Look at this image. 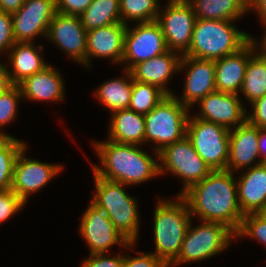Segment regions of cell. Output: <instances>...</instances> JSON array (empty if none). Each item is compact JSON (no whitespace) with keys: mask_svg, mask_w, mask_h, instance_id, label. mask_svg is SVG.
<instances>
[{"mask_svg":"<svg viewBox=\"0 0 266 267\" xmlns=\"http://www.w3.org/2000/svg\"><path fill=\"white\" fill-rule=\"evenodd\" d=\"M94 149L101 166L92 165L93 172L105 180L126 186L139 185L159 174V161L139 148V145L112 140L95 141Z\"/></svg>","mask_w":266,"mask_h":267,"instance_id":"cell-2","label":"cell"},{"mask_svg":"<svg viewBox=\"0 0 266 267\" xmlns=\"http://www.w3.org/2000/svg\"><path fill=\"white\" fill-rule=\"evenodd\" d=\"M22 98L19 85H12L0 93V129L11 123L17 115L18 102ZM0 137H10L9 133L0 131Z\"/></svg>","mask_w":266,"mask_h":267,"instance_id":"cell-33","label":"cell"},{"mask_svg":"<svg viewBox=\"0 0 266 267\" xmlns=\"http://www.w3.org/2000/svg\"><path fill=\"white\" fill-rule=\"evenodd\" d=\"M200 222L202 224L197 227H192V222H190L180 253L169 267L206 260L221 253L229 247L230 241L236 238L235 232L223 223Z\"/></svg>","mask_w":266,"mask_h":267,"instance_id":"cell-7","label":"cell"},{"mask_svg":"<svg viewBox=\"0 0 266 267\" xmlns=\"http://www.w3.org/2000/svg\"><path fill=\"white\" fill-rule=\"evenodd\" d=\"M89 255L90 258L84 260L81 267H123L124 256L121 254L111 257L106 253Z\"/></svg>","mask_w":266,"mask_h":267,"instance_id":"cell-38","label":"cell"},{"mask_svg":"<svg viewBox=\"0 0 266 267\" xmlns=\"http://www.w3.org/2000/svg\"><path fill=\"white\" fill-rule=\"evenodd\" d=\"M232 20L196 19L189 49L182 56L217 60L236 53L251 39Z\"/></svg>","mask_w":266,"mask_h":267,"instance_id":"cell-3","label":"cell"},{"mask_svg":"<svg viewBox=\"0 0 266 267\" xmlns=\"http://www.w3.org/2000/svg\"><path fill=\"white\" fill-rule=\"evenodd\" d=\"M126 76L107 81L95 90L98 100L112 112L128 109L131 100L133 77L131 71L124 70Z\"/></svg>","mask_w":266,"mask_h":267,"instance_id":"cell-27","label":"cell"},{"mask_svg":"<svg viewBox=\"0 0 266 267\" xmlns=\"http://www.w3.org/2000/svg\"><path fill=\"white\" fill-rule=\"evenodd\" d=\"M136 257H128L124 255L123 267H169L162 259L155 254L144 252H136Z\"/></svg>","mask_w":266,"mask_h":267,"instance_id":"cell-37","label":"cell"},{"mask_svg":"<svg viewBox=\"0 0 266 267\" xmlns=\"http://www.w3.org/2000/svg\"><path fill=\"white\" fill-rule=\"evenodd\" d=\"M25 206V203L12 191H0V224L10 219Z\"/></svg>","mask_w":266,"mask_h":267,"instance_id":"cell-35","label":"cell"},{"mask_svg":"<svg viewBox=\"0 0 266 267\" xmlns=\"http://www.w3.org/2000/svg\"><path fill=\"white\" fill-rule=\"evenodd\" d=\"M24 1L25 0H0V11L12 14L23 6Z\"/></svg>","mask_w":266,"mask_h":267,"instance_id":"cell-42","label":"cell"},{"mask_svg":"<svg viewBox=\"0 0 266 267\" xmlns=\"http://www.w3.org/2000/svg\"><path fill=\"white\" fill-rule=\"evenodd\" d=\"M236 238L248 236L266 245V214L249 213L242 218L239 230L235 233Z\"/></svg>","mask_w":266,"mask_h":267,"instance_id":"cell-34","label":"cell"},{"mask_svg":"<svg viewBox=\"0 0 266 267\" xmlns=\"http://www.w3.org/2000/svg\"><path fill=\"white\" fill-rule=\"evenodd\" d=\"M185 67L188 70L186 71L182 99L175 94L173 95L189 109L207 94L216 91L215 60L182 56L179 71L186 69Z\"/></svg>","mask_w":266,"mask_h":267,"instance_id":"cell-16","label":"cell"},{"mask_svg":"<svg viewBox=\"0 0 266 267\" xmlns=\"http://www.w3.org/2000/svg\"><path fill=\"white\" fill-rule=\"evenodd\" d=\"M25 152L26 146L16 158L11 189L26 204L28 197L55 178L63 166L28 159Z\"/></svg>","mask_w":266,"mask_h":267,"instance_id":"cell-14","label":"cell"},{"mask_svg":"<svg viewBox=\"0 0 266 267\" xmlns=\"http://www.w3.org/2000/svg\"><path fill=\"white\" fill-rule=\"evenodd\" d=\"M168 50L160 25L156 22L127 25L125 33L124 56L122 63H128L124 70H131L140 62L151 59ZM125 61V62H124Z\"/></svg>","mask_w":266,"mask_h":267,"instance_id":"cell-11","label":"cell"},{"mask_svg":"<svg viewBox=\"0 0 266 267\" xmlns=\"http://www.w3.org/2000/svg\"><path fill=\"white\" fill-rule=\"evenodd\" d=\"M250 105L252 111L246 115V120L259 128H266V94Z\"/></svg>","mask_w":266,"mask_h":267,"instance_id":"cell-40","label":"cell"},{"mask_svg":"<svg viewBox=\"0 0 266 267\" xmlns=\"http://www.w3.org/2000/svg\"><path fill=\"white\" fill-rule=\"evenodd\" d=\"M79 230L86 240L90 254L107 253L115 244L129 249H132L131 246L135 244L122 236L106 213L93 203H90L84 212Z\"/></svg>","mask_w":266,"mask_h":267,"instance_id":"cell-12","label":"cell"},{"mask_svg":"<svg viewBox=\"0 0 266 267\" xmlns=\"http://www.w3.org/2000/svg\"><path fill=\"white\" fill-rule=\"evenodd\" d=\"M46 38L57 44L75 62L86 67L87 31L80 16L57 12L49 24Z\"/></svg>","mask_w":266,"mask_h":267,"instance_id":"cell-15","label":"cell"},{"mask_svg":"<svg viewBox=\"0 0 266 267\" xmlns=\"http://www.w3.org/2000/svg\"><path fill=\"white\" fill-rule=\"evenodd\" d=\"M56 13V0H25L23 6L12 13L15 42H33L38 35L46 39Z\"/></svg>","mask_w":266,"mask_h":267,"instance_id":"cell-13","label":"cell"},{"mask_svg":"<svg viewBox=\"0 0 266 267\" xmlns=\"http://www.w3.org/2000/svg\"><path fill=\"white\" fill-rule=\"evenodd\" d=\"M119 4L121 22L125 25H128L129 20L137 23L156 21L162 9L158 0H120Z\"/></svg>","mask_w":266,"mask_h":267,"instance_id":"cell-31","label":"cell"},{"mask_svg":"<svg viewBox=\"0 0 266 267\" xmlns=\"http://www.w3.org/2000/svg\"><path fill=\"white\" fill-rule=\"evenodd\" d=\"M186 108L174 95H167L145 117V143L154 142L156 158L167 145L183 139L189 118Z\"/></svg>","mask_w":266,"mask_h":267,"instance_id":"cell-6","label":"cell"},{"mask_svg":"<svg viewBox=\"0 0 266 267\" xmlns=\"http://www.w3.org/2000/svg\"><path fill=\"white\" fill-rule=\"evenodd\" d=\"M92 0H56L57 12L65 15L80 16Z\"/></svg>","mask_w":266,"mask_h":267,"instance_id":"cell-39","label":"cell"},{"mask_svg":"<svg viewBox=\"0 0 266 267\" xmlns=\"http://www.w3.org/2000/svg\"><path fill=\"white\" fill-rule=\"evenodd\" d=\"M158 159L160 175L171 172L183 180V189L178 195H182L192 185L202 181L213 171L197 154L187 136L167 145L159 152Z\"/></svg>","mask_w":266,"mask_h":267,"instance_id":"cell-8","label":"cell"},{"mask_svg":"<svg viewBox=\"0 0 266 267\" xmlns=\"http://www.w3.org/2000/svg\"><path fill=\"white\" fill-rule=\"evenodd\" d=\"M166 4L163 10H159L156 22L161 27L168 50L183 55L191 44L197 18L187 0L168 1Z\"/></svg>","mask_w":266,"mask_h":267,"instance_id":"cell-10","label":"cell"},{"mask_svg":"<svg viewBox=\"0 0 266 267\" xmlns=\"http://www.w3.org/2000/svg\"><path fill=\"white\" fill-rule=\"evenodd\" d=\"M240 210L245 214L266 211V164L251 166L236 179Z\"/></svg>","mask_w":266,"mask_h":267,"instance_id":"cell-22","label":"cell"},{"mask_svg":"<svg viewBox=\"0 0 266 267\" xmlns=\"http://www.w3.org/2000/svg\"><path fill=\"white\" fill-rule=\"evenodd\" d=\"M260 43H259V45H258V43H256V46L260 47L261 54L266 58V42H260Z\"/></svg>","mask_w":266,"mask_h":267,"instance_id":"cell-45","label":"cell"},{"mask_svg":"<svg viewBox=\"0 0 266 267\" xmlns=\"http://www.w3.org/2000/svg\"><path fill=\"white\" fill-rule=\"evenodd\" d=\"M93 175L96 188L91 203L106 213L122 236L130 243H136L140 215L135 197L125 192V184L105 180L94 172Z\"/></svg>","mask_w":266,"mask_h":267,"instance_id":"cell-5","label":"cell"},{"mask_svg":"<svg viewBox=\"0 0 266 267\" xmlns=\"http://www.w3.org/2000/svg\"><path fill=\"white\" fill-rule=\"evenodd\" d=\"M177 200L159 199L154 210L155 254L168 266L180 253L182 242L190 224L191 214L186 200L178 195Z\"/></svg>","mask_w":266,"mask_h":267,"instance_id":"cell-4","label":"cell"},{"mask_svg":"<svg viewBox=\"0 0 266 267\" xmlns=\"http://www.w3.org/2000/svg\"><path fill=\"white\" fill-rule=\"evenodd\" d=\"M12 27V14L0 11V54L5 50L9 52L15 44Z\"/></svg>","mask_w":266,"mask_h":267,"instance_id":"cell-36","label":"cell"},{"mask_svg":"<svg viewBox=\"0 0 266 267\" xmlns=\"http://www.w3.org/2000/svg\"><path fill=\"white\" fill-rule=\"evenodd\" d=\"M108 139L117 143L145 145V117L129 109L111 113Z\"/></svg>","mask_w":266,"mask_h":267,"instance_id":"cell-25","label":"cell"},{"mask_svg":"<svg viewBox=\"0 0 266 267\" xmlns=\"http://www.w3.org/2000/svg\"><path fill=\"white\" fill-rule=\"evenodd\" d=\"M166 96L167 94L155 85L133 80L128 109L146 115Z\"/></svg>","mask_w":266,"mask_h":267,"instance_id":"cell-32","label":"cell"},{"mask_svg":"<svg viewBox=\"0 0 266 267\" xmlns=\"http://www.w3.org/2000/svg\"><path fill=\"white\" fill-rule=\"evenodd\" d=\"M263 26H265V27H266V22H265V23H263ZM265 29H266V28H265ZM264 33H265V35H263V36H264V38H262L261 42H266V31H265Z\"/></svg>","mask_w":266,"mask_h":267,"instance_id":"cell-46","label":"cell"},{"mask_svg":"<svg viewBox=\"0 0 266 267\" xmlns=\"http://www.w3.org/2000/svg\"><path fill=\"white\" fill-rule=\"evenodd\" d=\"M256 42L252 37L236 53L215 60L216 91L239 95L250 56L258 49Z\"/></svg>","mask_w":266,"mask_h":267,"instance_id":"cell-18","label":"cell"},{"mask_svg":"<svg viewBox=\"0 0 266 267\" xmlns=\"http://www.w3.org/2000/svg\"><path fill=\"white\" fill-rule=\"evenodd\" d=\"M259 127L247 120L229 131V160L226 170L233 172L259 165L258 149ZM259 156V157H258ZM257 161L254 162V161Z\"/></svg>","mask_w":266,"mask_h":267,"instance_id":"cell-19","label":"cell"},{"mask_svg":"<svg viewBox=\"0 0 266 267\" xmlns=\"http://www.w3.org/2000/svg\"><path fill=\"white\" fill-rule=\"evenodd\" d=\"M27 146L13 137H0V191L11 189L16 158Z\"/></svg>","mask_w":266,"mask_h":267,"instance_id":"cell-30","label":"cell"},{"mask_svg":"<svg viewBox=\"0 0 266 267\" xmlns=\"http://www.w3.org/2000/svg\"><path fill=\"white\" fill-rule=\"evenodd\" d=\"M257 51L250 56L240 91L249 103L266 94V58L259 51V47Z\"/></svg>","mask_w":266,"mask_h":267,"instance_id":"cell-28","label":"cell"},{"mask_svg":"<svg viewBox=\"0 0 266 267\" xmlns=\"http://www.w3.org/2000/svg\"><path fill=\"white\" fill-rule=\"evenodd\" d=\"M254 10L262 23L266 22V0H248V11Z\"/></svg>","mask_w":266,"mask_h":267,"instance_id":"cell-41","label":"cell"},{"mask_svg":"<svg viewBox=\"0 0 266 267\" xmlns=\"http://www.w3.org/2000/svg\"><path fill=\"white\" fill-rule=\"evenodd\" d=\"M258 149L262 157L260 161L266 164V128H259Z\"/></svg>","mask_w":266,"mask_h":267,"instance_id":"cell-44","label":"cell"},{"mask_svg":"<svg viewBox=\"0 0 266 267\" xmlns=\"http://www.w3.org/2000/svg\"><path fill=\"white\" fill-rule=\"evenodd\" d=\"M181 57L179 52L167 50L160 55L140 62L130 70L133 80L155 85L167 95H173L174 93L166 87V84L174 73L179 72Z\"/></svg>","mask_w":266,"mask_h":267,"instance_id":"cell-21","label":"cell"},{"mask_svg":"<svg viewBox=\"0 0 266 267\" xmlns=\"http://www.w3.org/2000/svg\"><path fill=\"white\" fill-rule=\"evenodd\" d=\"M120 0H92L80 15L83 27L88 32L110 24L120 23Z\"/></svg>","mask_w":266,"mask_h":267,"instance_id":"cell-29","label":"cell"},{"mask_svg":"<svg viewBox=\"0 0 266 267\" xmlns=\"http://www.w3.org/2000/svg\"><path fill=\"white\" fill-rule=\"evenodd\" d=\"M200 114L194 115L231 130L246 121L247 109L237 94L214 91L198 103ZM232 126V127H231Z\"/></svg>","mask_w":266,"mask_h":267,"instance_id":"cell-17","label":"cell"},{"mask_svg":"<svg viewBox=\"0 0 266 267\" xmlns=\"http://www.w3.org/2000/svg\"><path fill=\"white\" fill-rule=\"evenodd\" d=\"M126 28L127 25L120 22L88 31L86 67L92 65L90 60L93 57L109 58L114 63H121L124 56Z\"/></svg>","mask_w":266,"mask_h":267,"instance_id":"cell-20","label":"cell"},{"mask_svg":"<svg viewBox=\"0 0 266 267\" xmlns=\"http://www.w3.org/2000/svg\"><path fill=\"white\" fill-rule=\"evenodd\" d=\"M181 196L186 200L190 214H196L200 221L223 223L235 233L239 230L244 215L233 172L213 170Z\"/></svg>","mask_w":266,"mask_h":267,"instance_id":"cell-1","label":"cell"},{"mask_svg":"<svg viewBox=\"0 0 266 267\" xmlns=\"http://www.w3.org/2000/svg\"><path fill=\"white\" fill-rule=\"evenodd\" d=\"M197 19L237 21L248 11V0H187Z\"/></svg>","mask_w":266,"mask_h":267,"instance_id":"cell-26","label":"cell"},{"mask_svg":"<svg viewBox=\"0 0 266 267\" xmlns=\"http://www.w3.org/2000/svg\"><path fill=\"white\" fill-rule=\"evenodd\" d=\"M8 71L7 66L4 63H0V93L5 92L12 86Z\"/></svg>","mask_w":266,"mask_h":267,"instance_id":"cell-43","label":"cell"},{"mask_svg":"<svg viewBox=\"0 0 266 267\" xmlns=\"http://www.w3.org/2000/svg\"><path fill=\"white\" fill-rule=\"evenodd\" d=\"M34 42H15L9 50L8 59L11 69H8L9 78L12 85H19L27 77L42 71L47 64L39 52L43 46H34ZM39 51V52H38Z\"/></svg>","mask_w":266,"mask_h":267,"instance_id":"cell-24","label":"cell"},{"mask_svg":"<svg viewBox=\"0 0 266 267\" xmlns=\"http://www.w3.org/2000/svg\"><path fill=\"white\" fill-rule=\"evenodd\" d=\"M50 64L19 84L22 98L30 101H63L64 79Z\"/></svg>","mask_w":266,"mask_h":267,"instance_id":"cell-23","label":"cell"},{"mask_svg":"<svg viewBox=\"0 0 266 267\" xmlns=\"http://www.w3.org/2000/svg\"><path fill=\"white\" fill-rule=\"evenodd\" d=\"M229 131L222 125L189 115L186 136L212 170H226L229 160Z\"/></svg>","mask_w":266,"mask_h":267,"instance_id":"cell-9","label":"cell"}]
</instances>
